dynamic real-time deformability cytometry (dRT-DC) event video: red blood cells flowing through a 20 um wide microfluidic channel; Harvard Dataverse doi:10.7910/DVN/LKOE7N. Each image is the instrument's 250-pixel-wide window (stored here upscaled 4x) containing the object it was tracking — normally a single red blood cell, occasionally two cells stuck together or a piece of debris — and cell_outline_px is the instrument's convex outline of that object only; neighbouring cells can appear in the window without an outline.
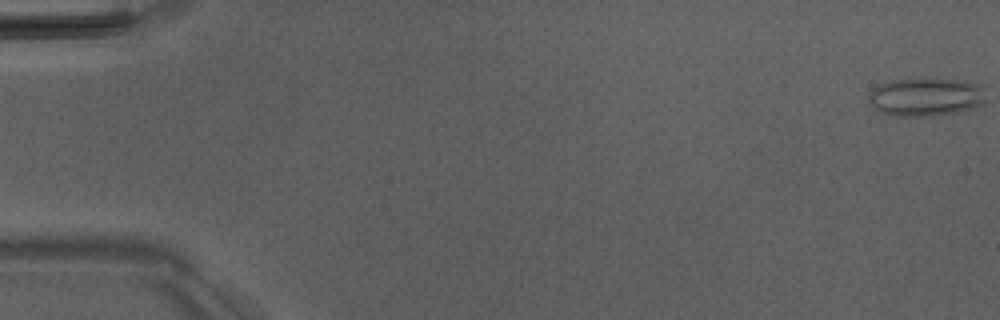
{"species": "Egyptian fruit bat (a non-hibernating species)", "species_latin": "Rousettus aegyptiacus", "temperature_condition": "room temperature", "stored_images_in_passage": 7, "camera_frame_rate_fps": 3000, "um_per_image_px": 0.085, "animal": {"sex": "male"}, "frame": {"image": 1, "passage_image": 1, "time_ms": 0.0, "image_size_px": [1000, 320], "cell_outline_px": [[984, 104], [972, 108], [956, 112], [932, 116], [892, 116], [880, 112], [872, 108], [868, 100], [868, 96], [872, 88], [880, 84], [892, 80], [968, 80], [980, 84], [984, 100]], "centroid_in_image_um": [78.65, 8.26], "position_along_channel_um": 6.4, "area_um2": 26.01}}